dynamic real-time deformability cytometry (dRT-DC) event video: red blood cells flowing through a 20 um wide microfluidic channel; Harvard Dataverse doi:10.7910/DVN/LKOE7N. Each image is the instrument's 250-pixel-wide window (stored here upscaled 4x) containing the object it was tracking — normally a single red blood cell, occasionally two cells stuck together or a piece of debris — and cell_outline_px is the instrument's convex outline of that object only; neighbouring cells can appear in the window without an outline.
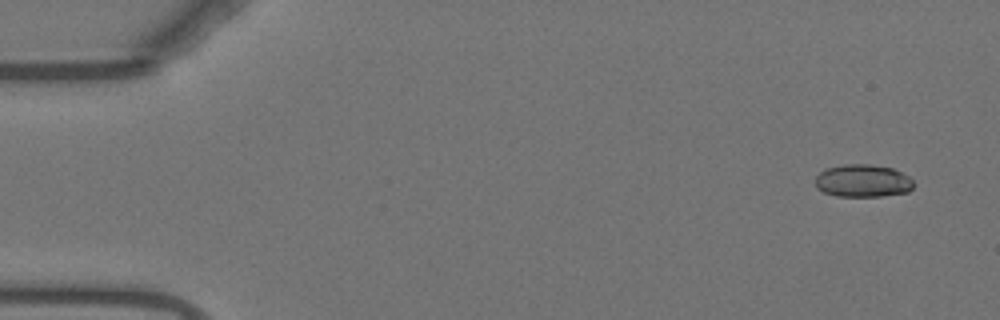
{"species": "Egyptian fruit bat (a non-hibernating species)", "species_latin": "Rousettus aegyptiacus", "temperature_condition": "warm", "stored_images_in_passage": 52, "camera_frame_rate_fps": 3000, "um_per_image_px": 0.085, "animal": {"sex": "female"}, "frame": {"image": 1, "passage_image": 1, "time_ms": 0.0, "image_size_px": [1000, 320], "cell_outline_px": [[912, 188], [908, 192], [880, 196], [836, 196], [824, 192], [816, 188], [816, 176], [824, 168], [844, 164], [872, 164], [892, 168], [908, 176], [912, 180]], "centroid_in_image_um": [73.31, 15.36], "position_along_channel_um": 11.7, "area_um2": 18.73}}
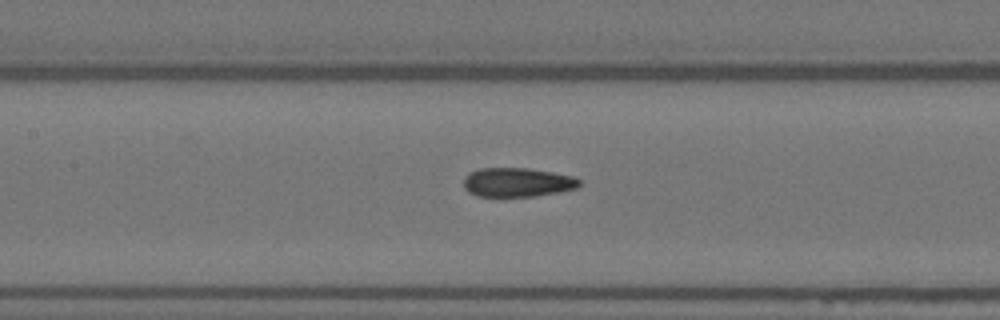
{"frame": {"image": 2, "passage_image": 23, "time_ms": 7.333, "image_size_px": [1000, 320], "cell_outline_px": [[580, 184], [576, 188], [556, 192], [532, 196], [476, 196], [468, 192], [464, 188], [464, 176], [480, 168], [528, 168], [576, 176], [580, 180]], "centroid_in_image_um": [43.96, 15.49], "position_along_channel_um": 163.4, "area_um2": 19.54}}
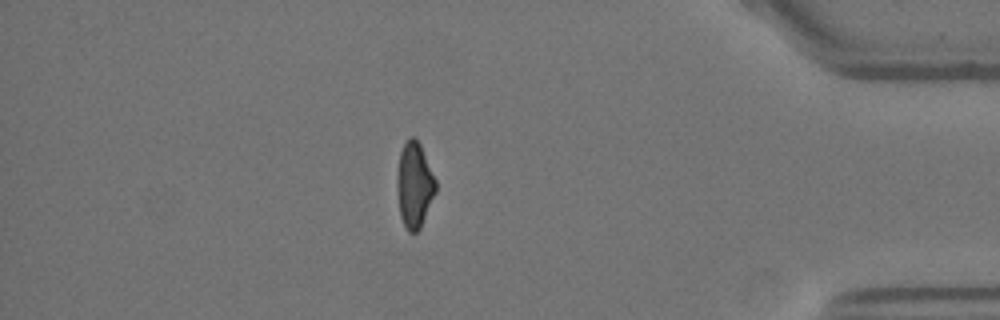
{"frame": {"image": 3, "passage_image": 45, "time_ms": 14.667, "image_size_px": [1000, 320], "cell_outline_px": [[436, 192], [420, 228], [416, 232], [408, 232], [400, 216], [396, 184], [396, 180], [400, 152], [408, 136], [412, 136], [420, 144], [436, 180]], "centroid_in_image_um": [35.21, 15.72], "position_along_channel_um": 400.0, "area_um2": 19.19}, "authors_computed_cell_mechanics": {"area_um2": 19.7098, "velocity_mm_per_s": 3.739, "shape_relaxation_time_tau1_ms": null, "shape_relaxation_time_tau2_ms": 2.3801, "deformation_change_tau1": null, "deformation_change_tau2": 0.0965}}